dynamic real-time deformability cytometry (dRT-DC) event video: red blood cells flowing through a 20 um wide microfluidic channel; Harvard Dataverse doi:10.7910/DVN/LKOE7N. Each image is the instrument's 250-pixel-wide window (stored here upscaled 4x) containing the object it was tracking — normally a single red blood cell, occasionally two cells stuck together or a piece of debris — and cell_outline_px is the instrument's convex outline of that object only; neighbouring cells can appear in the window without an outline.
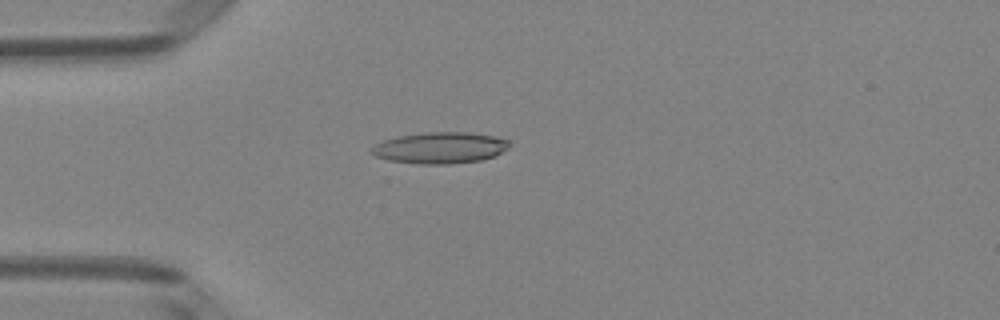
{"species": "Egyptian fruit bat (a non-hibernating species)", "species_latin": "Rousettus aegyptiacus", "temperature_condition": "room temperature", "stored_images_in_passage": 51, "camera_frame_rate_fps": 3000, "um_per_image_px": 0.085, "animal": {"sex": "female"}, "frame": {"image": 1, "passage_image": 14, "time_ms": 4.333, "image_size_px": [1000, 320], "cell_outline_px": [[508, 148], [496, 156], [480, 160], [448, 164], [420, 164], [388, 160], [376, 156], [368, 152], [376, 144], [384, 140], [400, 136], [424, 132], [468, 132], [492, 136], [508, 140]], "centroid_in_image_um": [37.39, 12.57], "position_along_channel_um": 47.6, "area_um2": 25.03}}
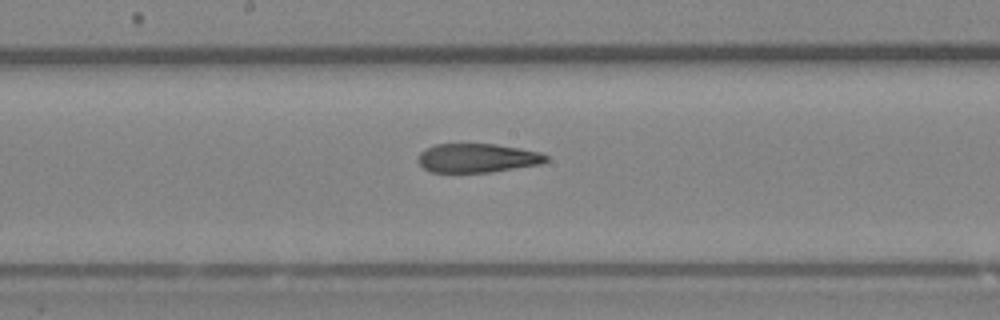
{"frame": {"image": 2, "passage_image": 27, "time_ms": 8.667, "image_size_px": [1000, 320], "cell_outline_px": [[548, 160], [540, 164], [492, 172], [428, 172], [416, 160], [420, 152], [424, 148], [436, 144], [496, 144], [520, 148], [540, 152], [548, 156]], "centroid_in_image_um": [40.54, 13.43], "position_along_channel_um": 207.7, "area_um2": 21.73}}
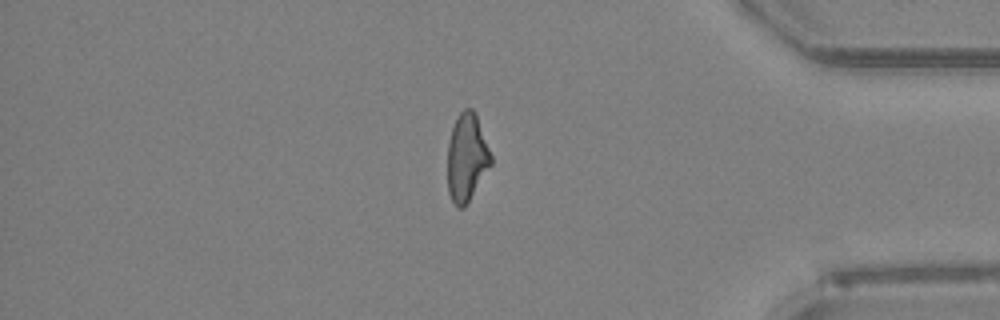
{"frame": {"image": 3, "passage_image": 43, "time_ms": 14.0, "image_size_px": [1000, 320], "cell_outline_px": [[492, 164], [464, 208], [456, 208], [448, 192], [448, 144], [452, 128], [460, 112], [464, 108], [472, 108], [476, 112], [492, 156]], "centroid_in_image_um": [39.68, 13.39], "position_along_channel_um": 395.5, "area_um2": 22.25}, "authors_computed_cell_mechanics": {"area_um2": 23.3512, "velocity_mm_per_s": 4.0565, "shape_relaxation_time_tau1_ms": null, "shape_relaxation_time_tau2_ms": 3.7094, "deformation_change_tau1": null, "deformation_change_tau2": 0.1524}}